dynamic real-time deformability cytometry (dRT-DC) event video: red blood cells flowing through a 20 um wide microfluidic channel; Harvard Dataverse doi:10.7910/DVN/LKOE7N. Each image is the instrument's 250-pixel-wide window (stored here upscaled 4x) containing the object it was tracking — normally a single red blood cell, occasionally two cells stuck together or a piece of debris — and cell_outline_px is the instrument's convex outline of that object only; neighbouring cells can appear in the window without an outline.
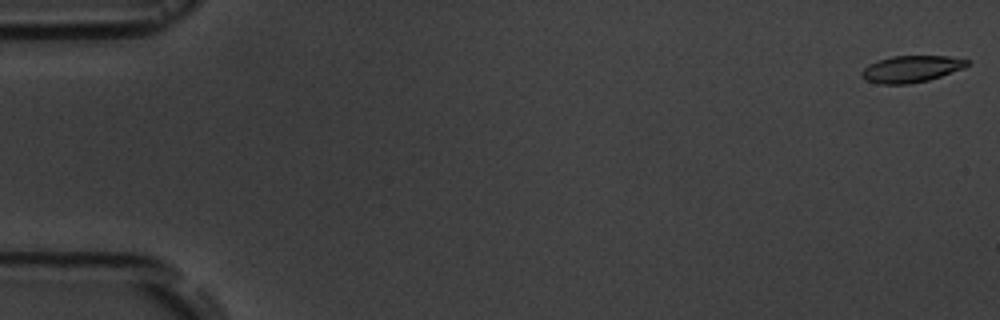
{"species": "common noctule bat (a hibernating species)", "species_latin": "Nyctalus noctula", "temperature_condition": "room temperature", "stored_images_in_passage": 6, "camera_frame_rate_fps": 3000, "um_per_image_px": 0.085, "animal": {"sex": "male", "body_mass_g": 19.5, "forearm_length_mm": 54.6}, "frame": {"image": 1, "passage_image": 1, "time_ms": 0.0, "image_size_px": [1000, 320], "cell_outline_px": [[968, 64], [964, 68], [928, 80], [908, 84], [880, 84], [868, 80], [860, 76], [860, 72], [868, 64], [892, 56], [948, 56], [968, 60]], "centroid_in_image_um": [77.43, 5.86], "position_along_channel_um": 7.6, "area_um2": 16.24}}
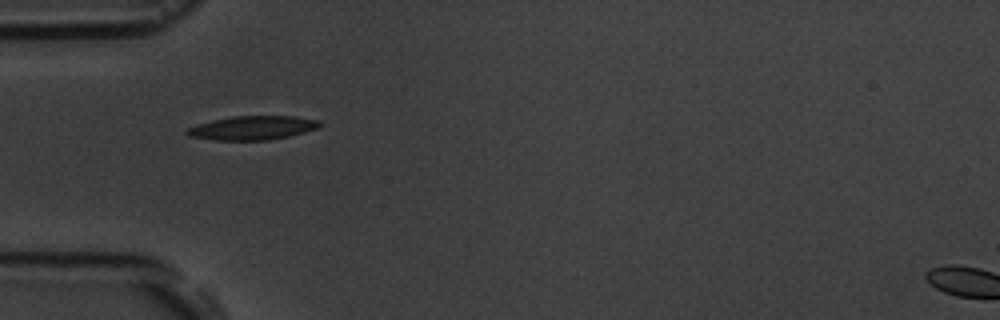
{"frame": {"image": 2, "passage_image": 5, "time_ms": 5.667, "image_size_px": [1000, 320], "cell_outline_px": [[320, 124], [316, 128], [304, 132], [288, 136], [268, 140], [216, 140], [188, 136], [184, 132], [188, 128], [196, 124], [212, 120], [232, 116], [296, 116], [320, 120]], "centroid_in_image_um": [21.42, 10.86], "position_along_channel_um": 63.6, "area_um2": 18.44}}
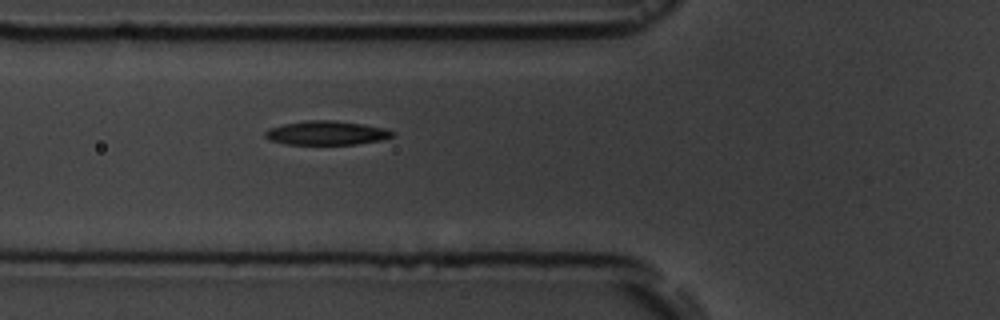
{"frame": {"image": 3, "passage_image": 6, "time_ms": 6.667, "image_size_px": [1000, 320], "cell_outline_px": [[396, 132], [392, 136], [380, 140], [356, 144], [284, 144], [272, 140], [264, 136], [264, 132], [268, 128], [284, 124], [308, 120], [332, 120], [360, 124], [384, 128]], "centroid_in_image_um": [27.72, 11.3], "position_along_channel_um": 98.1, "area_um2": 17.57}}